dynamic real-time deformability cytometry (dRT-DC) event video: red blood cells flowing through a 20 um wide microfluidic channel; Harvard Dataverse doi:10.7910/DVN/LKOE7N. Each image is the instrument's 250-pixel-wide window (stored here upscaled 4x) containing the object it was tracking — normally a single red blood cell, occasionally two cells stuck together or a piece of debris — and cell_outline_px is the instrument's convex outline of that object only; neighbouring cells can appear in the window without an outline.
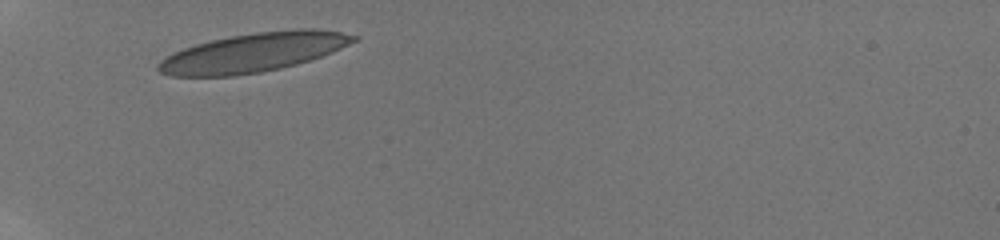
{"species": "human", "species_latin": "Homo sapiens", "temperature_condition": "room temperature", "stored_images_in_passage": 51, "camera_frame_rate_fps": 3000, "um_per_image_px": 0.085, "donor": {"sex": "male"}, "frame": {"image": 1, "passage_image": 1, "time_ms": 0.0, "image_size_px": [1000, 240], "cell_outline_px": [[360, 40], [332, 52], [296, 64], [280, 68], [260, 72], [236, 76], [172, 76], [160, 72], [156, 68], [156, 64], [160, 60], [184, 48], [196, 44], [212, 40], [232, 36], [256, 32], [296, 28], [316, 28], [340, 32], [360, 36]], "centroid_in_image_um": [21.58, 4.45], "position_along_channel_um": 63.4, "area_um2": 44.33}}
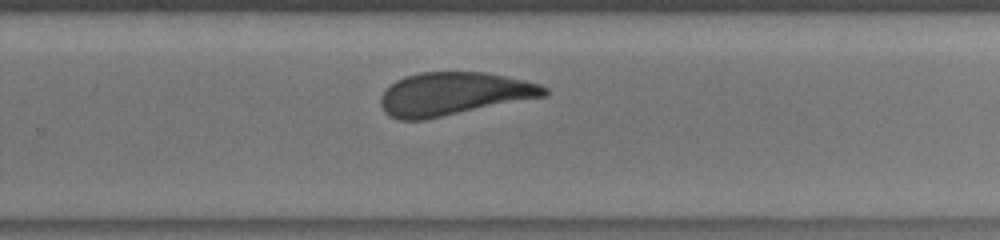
{"frame": {"image": 2, "passage_image": 27, "time_ms": 6.333, "image_size_px": [1000, 240], "cell_outline_px": [[548, 96], [424, 120], [400, 120], [388, 116], [384, 112], [380, 104], [380, 96], [396, 80], [404, 76], [420, 72], [484, 72], [524, 80], [540, 84], [548, 88]], "centroid_in_image_um": [38.57, 7.99], "position_along_channel_um": 291.2, "area_um2": 41.27}}
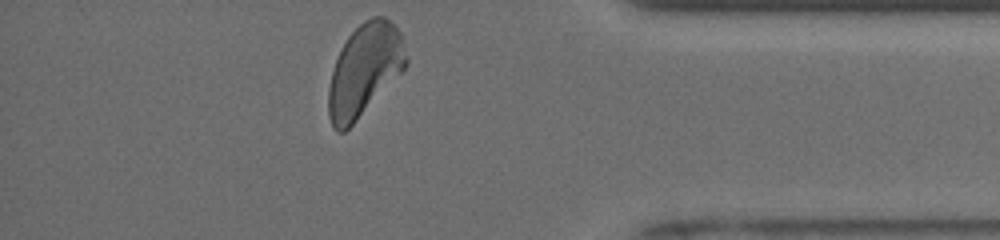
{"frame": {"image": 3, "passage_image": 50, "time_ms": 9.667, "image_size_px": [1000, 240], "cell_outline_px": [[408, 64], [356, 120], [344, 132], [336, 132], [332, 128], [328, 116], [328, 88], [332, 72], [336, 60], [348, 36], [364, 20], [372, 16], [384, 16], [400, 32], [408, 60]], "centroid_in_image_um": [30.96, 5.96], "position_along_channel_um": 404.2, "area_um2": 40.92}, "authors_computed_cell_mechanics": {"area_um2": 41.327, "velocity_mm_per_s": 3.8848, "shape_relaxation_time_tau1_ms": 5.5778, "shape_relaxation_time_tau2_ms": 1.1591, "deformation_change_tau1": 0.1613, "deformation_change_tau2": 0.0853}}